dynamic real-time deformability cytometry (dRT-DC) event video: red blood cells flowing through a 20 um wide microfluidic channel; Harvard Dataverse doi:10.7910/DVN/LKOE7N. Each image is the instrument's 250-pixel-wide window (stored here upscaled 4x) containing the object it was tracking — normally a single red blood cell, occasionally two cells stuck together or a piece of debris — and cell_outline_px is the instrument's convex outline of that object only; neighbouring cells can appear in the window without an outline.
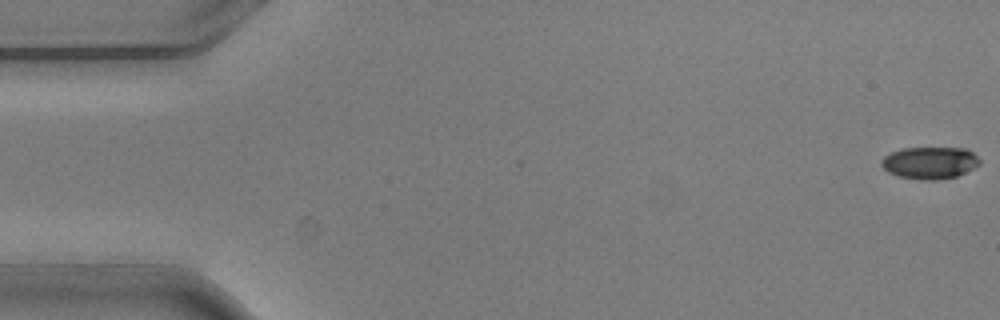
{"species": "common noctule bat (a hibernating species)", "species_latin": "Nyctalus noctula", "temperature_condition": "warm", "stored_images_in_passage": 6, "camera_frame_rate_fps": 3000, "um_per_image_px": 0.085, "animal": {"sex": "male", "body_mass_g": 20.5, "forearm_length_mm": 52.5}, "frame": {"image": 1, "passage_image": 1, "time_ms": 0.0, "image_size_px": [1000, 320], "cell_outline_px": [[980, 164], [956, 176], [936, 180], [920, 180], [900, 176], [888, 172], [880, 164], [880, 160], [884, 156], [892, 152], [904, 148], [968, 148], [980, 160]], "centroid_in_image_um": [79.02, 13.83], "position_along_channel_um": 6.0, "area_um2": 18.26}}
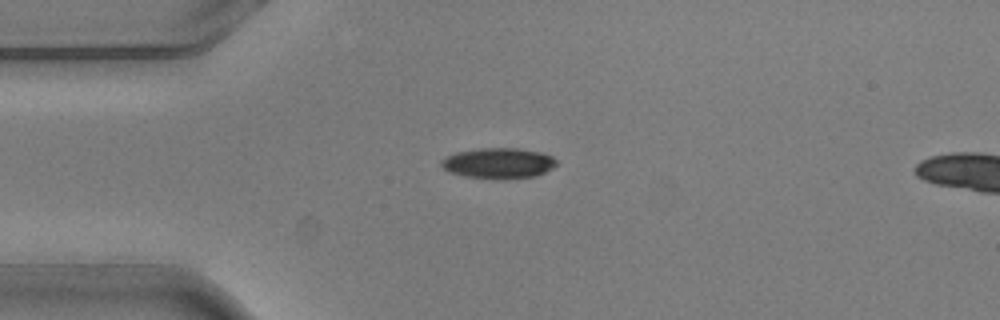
{"frame": {"image": 2, "passage_image": 5, "time_ms": 1.333, "image_size_px": [1000, 320], "cell_outline_px": [[556, 164], [552, 168], [536, 176], [504, 180], [492, 180], [464, 176], [448, 172], [440, 164], [440, 160], [456, 152], [480, 148], [516, 148], [540, 152], [552, 156], [556, 160]], "centroid_in_image_um": [42.35, 13.89], "position_along_channel_um": 42.7, "area_um2": 20.81}}
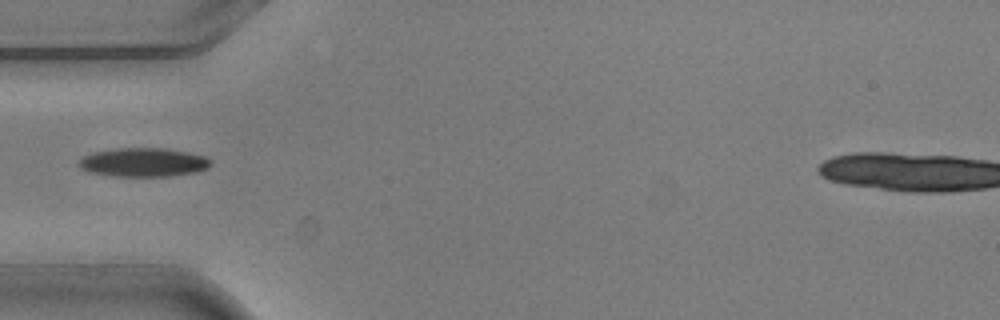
{"frame": {"image": 3, "passage_image": 6, "time_ms": 1.667, "image_size_px": [1000, 320], "cell_outline_px": [[212, 164], [208, 168], [196, 172], [172, 176], [112, 176], [88, 172], [80, 168], [80, 160], [84, 156], [92, 152], [116, 148], [168, 148], [188, 152], [204, 156], [212, 160]], "centroid_in_image_um": [12.22, 13.79], "position_along_channel_um": 72.8, "area_um2": 22.31}}